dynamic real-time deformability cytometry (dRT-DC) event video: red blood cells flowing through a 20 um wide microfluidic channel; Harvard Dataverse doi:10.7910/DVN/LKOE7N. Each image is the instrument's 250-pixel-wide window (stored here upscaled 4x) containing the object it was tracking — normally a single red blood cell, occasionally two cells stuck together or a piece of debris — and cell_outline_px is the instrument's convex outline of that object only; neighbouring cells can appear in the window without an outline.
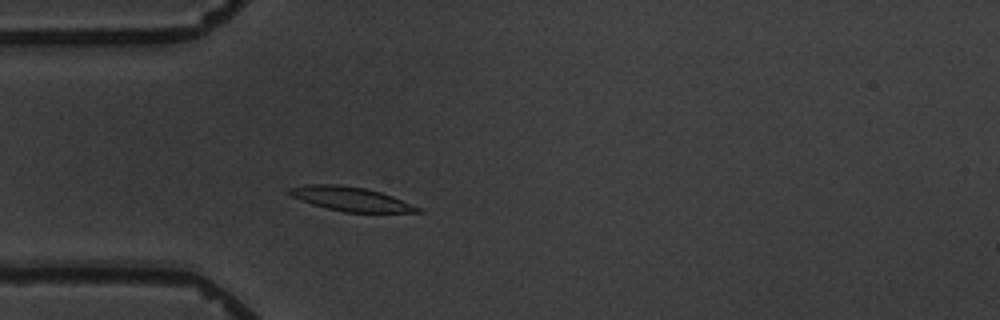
{"species": "common noctule bat (a hibernating species)", "species_latin": "Nyctalus noctula", "temperature_condition": "warm", "stored_images_in_passage": 4, "camera_frame_rate_fps": 3000, "um_per_image_px": 0.085, "animal": {"sex": "male", "body_mass_g": 19.5, "forearm_length_mm": 54.6}, "frame": {"image": 1, "passage_image": 4, "time_ms": 3.333, "image_size_px": [1000, 320], "cell_outline_px": [[424, 212], [344, 212], [312, 204], [300, 200], [284, 192], [288, 188], [308, 184], [340, 184], [364, 188], [380, 192], [392, 196], [420, 208]], "centroid_in_image_um": [29.75, 16.9], "position_along_channel_um": 55.3, "area_um2": 17.92}}